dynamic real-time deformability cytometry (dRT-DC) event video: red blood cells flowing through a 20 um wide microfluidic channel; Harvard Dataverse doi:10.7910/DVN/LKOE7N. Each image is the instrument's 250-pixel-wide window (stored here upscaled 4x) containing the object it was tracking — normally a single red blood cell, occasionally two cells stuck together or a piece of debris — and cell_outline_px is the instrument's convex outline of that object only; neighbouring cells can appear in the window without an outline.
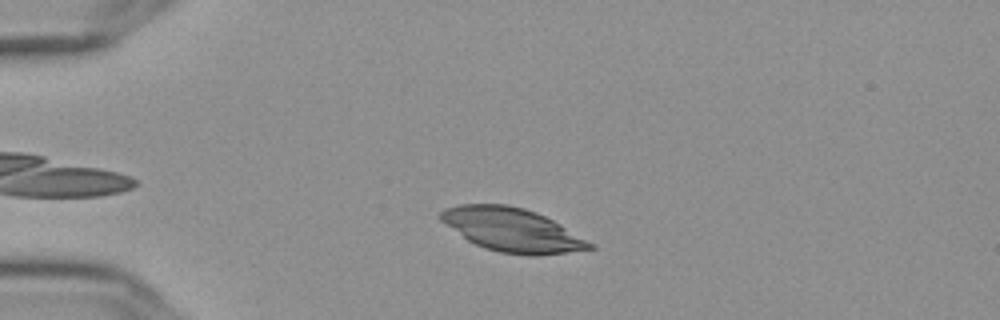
{"species": "Egyptian fruit bat (a non-hibernating species)", "species_latin": "Rousettus aegyptiacus", "temperature_condition": "cold", "stored_images_in_passage": 49, "camera_frame_rate_fps": 3000, "um_per_image_px": 0.085, "frame": {"image": 1, "passage_image": 6, "time_ms": 1.667, "image_size_px": [1000, 320], "cell_outline_px": [[596, 248], [536, 256], [528, 256], [500, 252], [484, 248], [468, 240], [440, 220], [436, 216], [444, 208], [460, 204], [508, 204], [524, 208], [536, 212], [552, 220], [596, 244]], "centroid_in_image_um": [43.53, 19.54], "position_along_channel_um": 41.5, "area_um2": 37.8}}
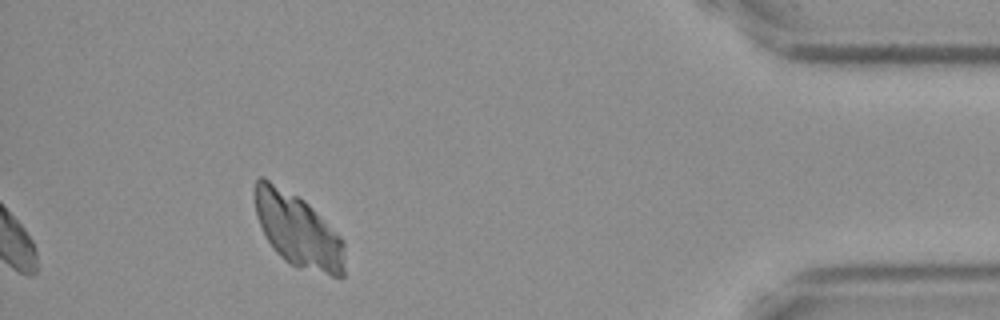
{"frame": {"image": 2, "passage_image": 44, "time_ms": 14.333, "image_size_px": [1000, 320], "cell_outline_px": [[344, 276], [332, 276], [300, 268], [284, 260], [272, 248], [256, 216], [256, 180], [260, 176], [264, 176], [304, 200], [344, 240]], "centroid_in_image_um": [25.33, 19.59], "position_along_channel_um": 409.9, "area_um2": 38.03}}